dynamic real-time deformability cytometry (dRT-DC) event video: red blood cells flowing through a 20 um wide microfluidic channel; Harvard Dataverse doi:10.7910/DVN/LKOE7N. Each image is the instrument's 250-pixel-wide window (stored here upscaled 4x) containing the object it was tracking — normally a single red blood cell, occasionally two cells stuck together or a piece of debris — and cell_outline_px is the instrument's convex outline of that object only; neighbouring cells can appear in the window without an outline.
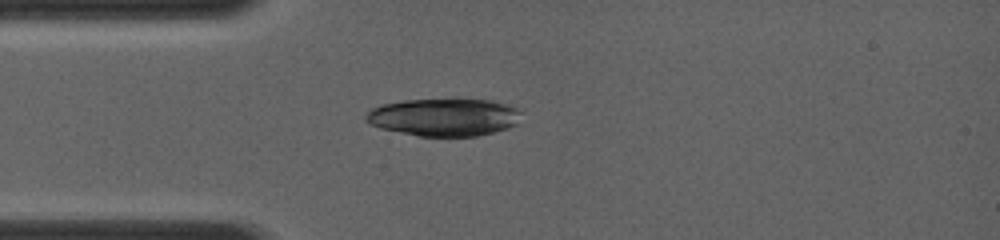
{"species": "common noctule bat (a hibernating species)", "species_latin": "Nyctalus noctula", "temperature_condition": "room temperature", "stored_images_in_passage": 6, "camera_frame_rate_fps": 4000, "um_per_image_px": 0.085, "animal": {"sex": "female", "body_mass_g": 19.0, "forearm_length_mm": 56.7}, "frame": {"image": 1, "passage_image": 6, "time_ms": 3.25, "image_size_px": [1000, 240], "cell_outline_px": [[520, 112], [516, 124], [508, 128], [476, 136], [420, 136], [380, 128], [364, 120], [364, 116], [372, 108], [380, 104], [404, 100], [488, 100], [504, 104], [516, 108]], "centroid_in_image_um": [37.69, 9.96], "position_along_channel_um": 47.3, "area_um2": 33.58}}